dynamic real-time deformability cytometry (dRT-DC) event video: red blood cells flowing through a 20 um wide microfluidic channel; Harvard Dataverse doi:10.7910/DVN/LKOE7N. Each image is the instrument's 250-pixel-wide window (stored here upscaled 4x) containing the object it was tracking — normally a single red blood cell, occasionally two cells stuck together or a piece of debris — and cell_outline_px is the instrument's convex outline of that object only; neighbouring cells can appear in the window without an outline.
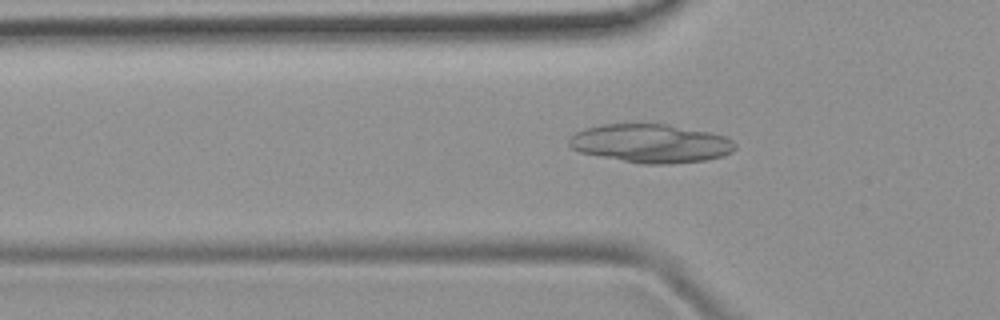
{"species": "common noctule bat (a hibernating species)", "species_latin": "Nyctalus noctula", "temperature_condition": "room temperature", "stored_images_in_passage": 49, "camera_frame_rate_fps": 3000, "um_per_image_px": 0.085, "animal": {"sex": "female", "body_mass_g": 19.9}, "frame": {"image": 1, "passage_image": 16, "time_ms": 5.0, "image_size_px": [1000, 320], "cell_outline_px": [[736, 148], [732, 152], [708, 160], [672, 164], [644, 164], [600, 156], [580, 152], [572, 148], [568, 144], [568, 136], [584, 128], [600, 124], [668, 124], [708, 132], [724, 136], [732, 140], [736, 144]], "centroid_in_image_um": [55.3, 12.18], "position_along_channel_um": 70.5, "area_um2": 37.4}}
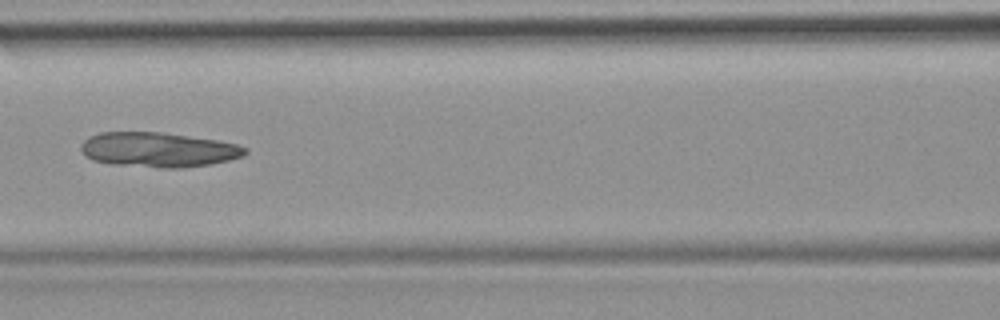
{"frame": {"image": 2, "passage_image": 22, "time_ms": 7.0, "image_size_px": [1000, 320], "cell_outline_px": [[248, 152], [244, 156], [212, 164], [180, 168], [160, 168], [112, 164], [92, 160], [84, 156], [80, 148], [80, 144], [84, 140], [100, 132], [160, 132], [216, 140], [236, 144], [248, 148]], "centroid_in_image_um": [13.45, 12.73], "position_along_channel_um": 153.2, "area_um2": 33.35}}
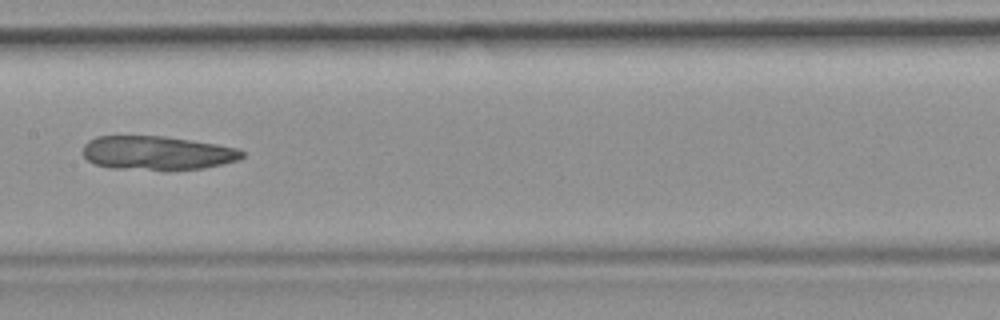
{"frame": {"image": 3, "passage_image": 25, "time_ms": 8.0, "image_size_px": [1000, 320], "cell_outline_px": [[244, 156], [240, 160], [204, 168], [168, 172], [164, 172], [108, 168], [96, 164], [88, 160], [84, 156], [84, 144], [88, 140], [96, 136], [164, 136], [216, 144], [236, 148], [244, 152]], "centroid_in_image_um": [13.36, 13.04], "position_along_channel_um": 194.0, "area_um2": 32.25}}